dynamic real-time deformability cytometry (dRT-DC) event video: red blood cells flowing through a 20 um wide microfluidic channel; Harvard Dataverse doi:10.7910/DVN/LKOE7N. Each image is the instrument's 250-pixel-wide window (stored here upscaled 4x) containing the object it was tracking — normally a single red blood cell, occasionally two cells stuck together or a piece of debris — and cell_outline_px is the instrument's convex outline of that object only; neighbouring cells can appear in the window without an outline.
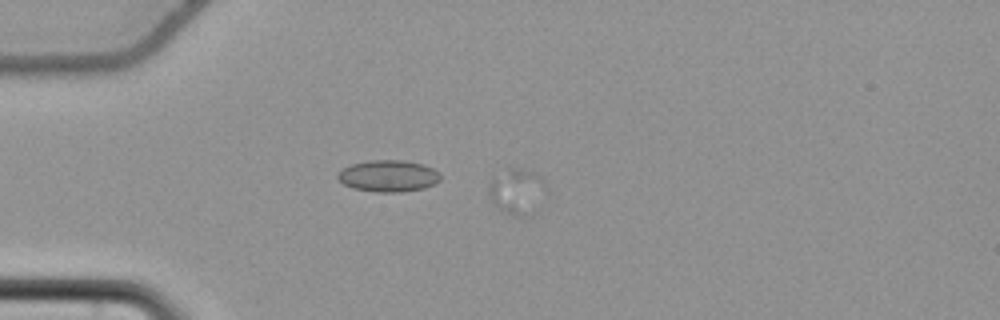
{"species": "common noctule bat (a hibernating species)", "species_latin": "Nyctalus noctula", "temperature_condition": "cold", "stored_images_in_passage": 10, "segment_of_instrument_passage": [1, 2], "camera_frame_rate_fps": 3000, "um_per_image_px": 0.085, "animal": {"sex": "female", "body_mass_g": 22.7, "forearm_length_mm": 54.2}, "frame": {"image": 1, "passage_image": 2, "time_ms": 0.333, "image_size_px": [1000, 320], "cell_outline_px": [[548, 196], [524, 216], [516, 216], [500, 208], [488, 196], [488, 180], [492, 176], [512, 168], [516, 168], [532, 172], [544, 176], [548, 192]], "centroid_in_image_um": [43.98, 16.21], "position_along_channel_um": 41.0, "area_um2": 15.32}}
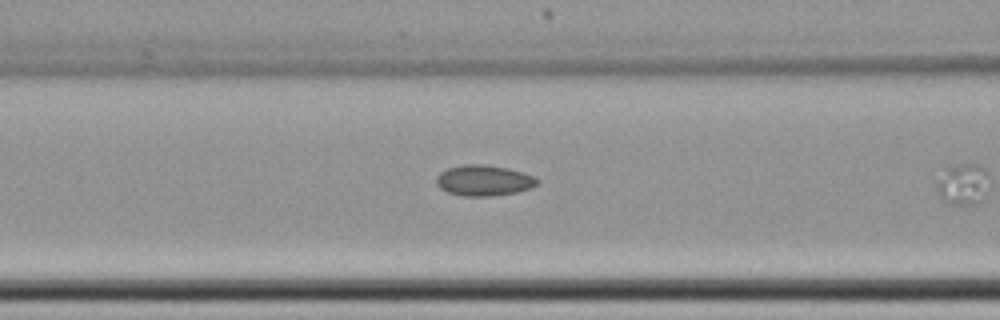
{"frame": {"image": 2, "passage_image": 9, "time_ms": 2.667, "image_size_px": [1000, 320], "cell_outline_px": [[540, 180], [532, 188], [516, 192], [492, 196], [464, 196], [448, 192], [440, 188], [436, 184], [436, 176], [440, 172], [448, 168], [464, 164], [484, 164], [508, 168], [524, 172]], "centroid_in_image_um": [41.12, 15.33], "position_along_channel_um": 125.5, "area_um2": 18.15}}